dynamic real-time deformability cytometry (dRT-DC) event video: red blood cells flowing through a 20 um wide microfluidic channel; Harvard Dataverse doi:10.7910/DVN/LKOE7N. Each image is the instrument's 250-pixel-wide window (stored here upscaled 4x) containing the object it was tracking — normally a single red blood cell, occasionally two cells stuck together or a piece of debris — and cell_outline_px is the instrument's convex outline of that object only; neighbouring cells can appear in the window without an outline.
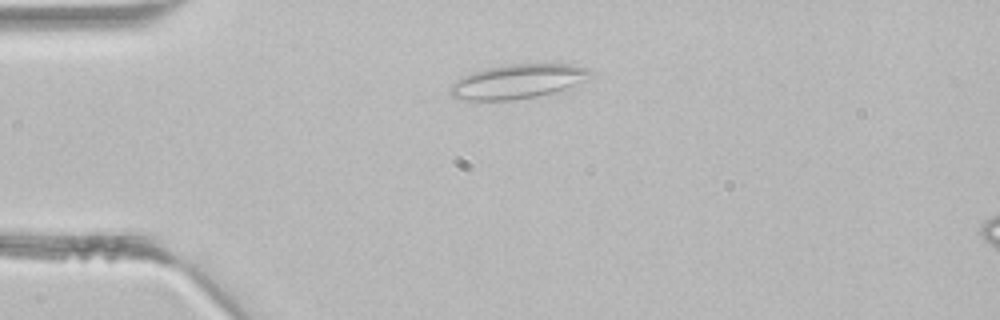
{"species": "common noctule bat (a hibernating species)", "species_latin": "Nyctalus noctula", "temperature_condition": "room temperature", "stored_images_in_passage": 35, "camera_frame_rate_fps": 3000, "um_per_image_px": 0.085, "animal": {"sex": "male", "body_mass_g": 21.5, "forearm_length_mm": 52.0}, "frame": {"image": 1, "passage_image": 2, "time_ms": 0.333, "image_size_px": [1000, 320], "cell_outline_px": [[592, 72], [580, 80], [564, 88], [552, 92], [536, 96], [512, 100], [456, 100], [448, 92], [448, 88], [460, 76], [472, 72], [488, 68], [512, 64], [568, 64], [588, 68]], "centroid_in_image_um": [43.84, 6.93], "position_along_channel_um": 41.2, "area_um2": 27.46}}
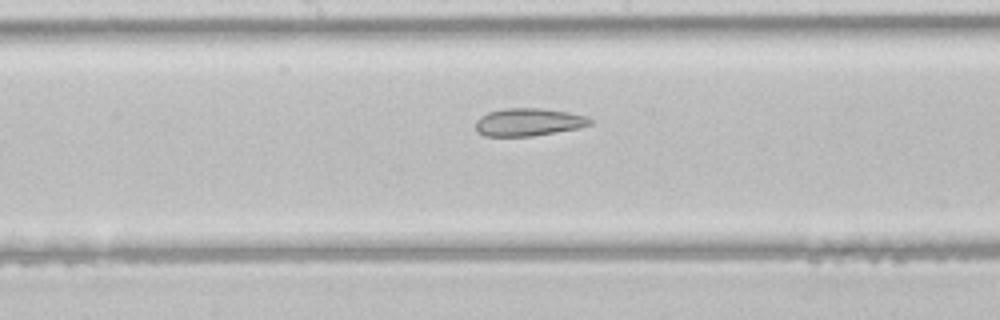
{"frame": {"image": 2, "passage_image": 14, "time_ms": 4.333, "image_size_px": [1000, 320], "cell_outline_px": [[592, 124], [580, 128], [532, 136], [484, 136], [476, 132], [476, 120], [480, 116], [488, 112], [504, 108], [540, 108], [568, 112], [588, 116], [592, 120]], "centroid_in_image_um": [44.92, 10.38], "position_along_channel_um": 203.3, "area_um2": 18.67}}
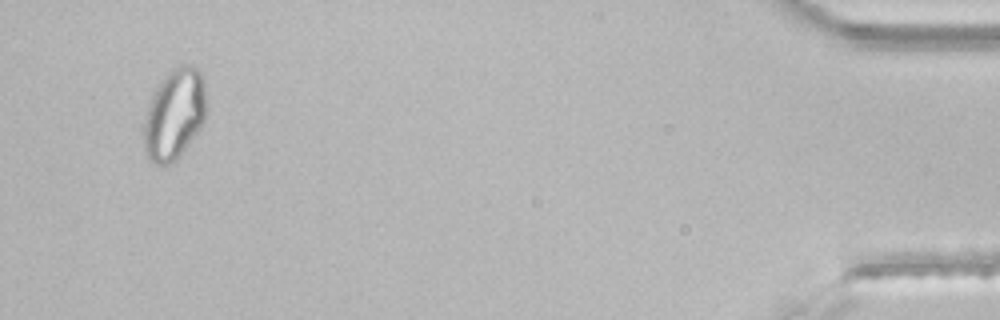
{"frame": {"image": 3, "passage_image": 33, "time_ms": 10.667, "image_size_px": [1000, 320], "cell_outline_px": [[208, 108], [204, 120], [200, 128], [180, 156], [176, 160], [168, 164], [152, 164], [148, 160], [144, 152], [144, 124], [148, 108], [152, 96], [156, 88], [164, 76], [172, 68], [180, 64], [192, 64], [200, 72], [204, 80]], "centroid_in_image_um": [14.85, 9.71], "position_along_channel_um": 420.4, "area_um2": 33.41}}